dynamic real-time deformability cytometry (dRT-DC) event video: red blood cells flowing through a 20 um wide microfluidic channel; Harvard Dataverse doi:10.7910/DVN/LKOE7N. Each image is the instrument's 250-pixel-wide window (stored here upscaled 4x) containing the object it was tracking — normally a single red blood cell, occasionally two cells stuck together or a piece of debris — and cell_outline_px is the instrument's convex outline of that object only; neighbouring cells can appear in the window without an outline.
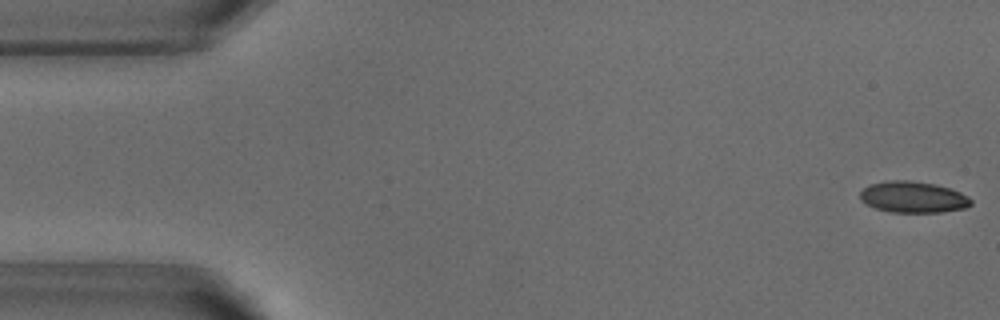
{"species": "common noctule bat (a hibernating species)", "species_latin": "Nyctalus noctula", "temperature_condition": "warm", "stored_images_in_passage": 15, "camera_frame_rate_fps": 3000, "um_per_image_px": 0.085, "animal": {"sex": "male", "body_mass_g": 18.8}, "frame": {"image": 1, "passage_image": 1, "time_ms": 0.0, "image_size_px": [1000, 320], "cell_outline_px": [[972, 204], [964, 208], [940, 212], [892, 212], [876, 208], [860, 200], [860, 192], [864, 188], [872, 184], [888, 180], [908, 180], [936, 184], [952, 188], [968, 196], [972, 200]], "centroid_in_image_um": [77.64, 16.74], "position_along_channel_um": 7.4, "area_um2": 20.17}}